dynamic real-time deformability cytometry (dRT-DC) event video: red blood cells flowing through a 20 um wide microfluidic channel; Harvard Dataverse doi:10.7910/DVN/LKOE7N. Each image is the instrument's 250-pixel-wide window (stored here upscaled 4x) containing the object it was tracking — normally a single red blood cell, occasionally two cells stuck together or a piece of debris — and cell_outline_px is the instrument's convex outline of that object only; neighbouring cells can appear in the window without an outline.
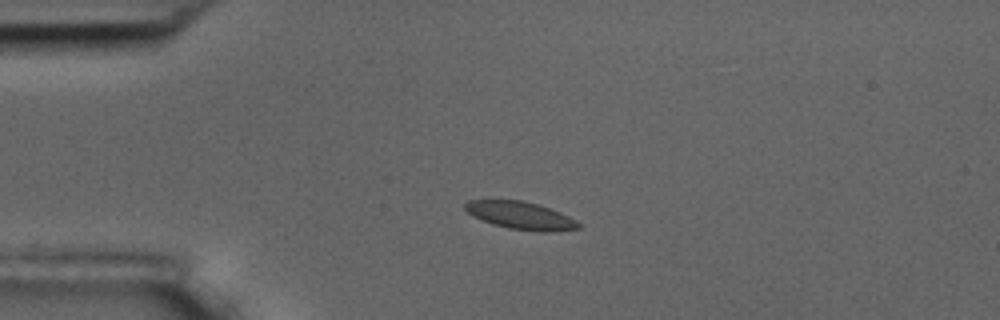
{"species": "common noctule bat (a hibernating species)", "species_latin": "Nyctalus noctula", "temperature_condition": "room temperature", "stored_images_in_passage": 4, "camera_frame_rate_fps": 3000, "um_per_image_px": 0.085, "animal": {"sex": "male", "body_mass_g": 17.5, "forearm_length_mm": 52.3}, "frame": {"image": 1, "passage_image": 3, "time_ms": 2.333, "image_size_px": [1000, 320], "cell_outline_px": [[580, 228], [548, 232], [544, 232], [508, 228], [492, 224], [480, 220], [472, 216], [464, 208], [464, 204], [468, 200], [524, 200], [560, 212], [576, 220], [580, 224]], "centroid_in_image_um": [44.22, 18.32], "position_along_channel_um": 40.8, "area_um2": 18.21}}